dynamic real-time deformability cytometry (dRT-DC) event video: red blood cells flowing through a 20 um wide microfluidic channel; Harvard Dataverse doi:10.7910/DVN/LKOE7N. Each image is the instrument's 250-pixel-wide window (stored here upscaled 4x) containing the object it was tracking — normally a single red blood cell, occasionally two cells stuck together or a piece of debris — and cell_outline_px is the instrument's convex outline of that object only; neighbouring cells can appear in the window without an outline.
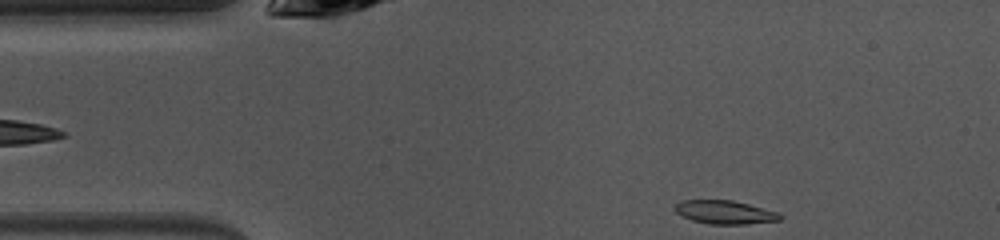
{"species": "common noctule bat (a hibernating species)", "species_latin": "Nyctalus noctula", "temperature_condition": "warm", "stored_images_in_passage": 1, "camera_frame_rate_fps": 3000, "um_per_image_px": 0.085, "animal": {"sex": "female", "body_mass_g": 10.0, "forearm_length_mm": 53.1}, "frame": {"image": 1, "passage_image": 1, "time_ms": 0.0, "image_size_px": [1000, 240], "cell_outline_px": [[784, 216], [780, 220], [744, 224], [708, 224], [692, 220], [676, 212], [672, 208], [680, 200], [732, 200], [780, 212]], "centroid_in_image_um": [61.62, 18.03], "position_along_channel_um": 23.4, "area_um2": 14.45}}